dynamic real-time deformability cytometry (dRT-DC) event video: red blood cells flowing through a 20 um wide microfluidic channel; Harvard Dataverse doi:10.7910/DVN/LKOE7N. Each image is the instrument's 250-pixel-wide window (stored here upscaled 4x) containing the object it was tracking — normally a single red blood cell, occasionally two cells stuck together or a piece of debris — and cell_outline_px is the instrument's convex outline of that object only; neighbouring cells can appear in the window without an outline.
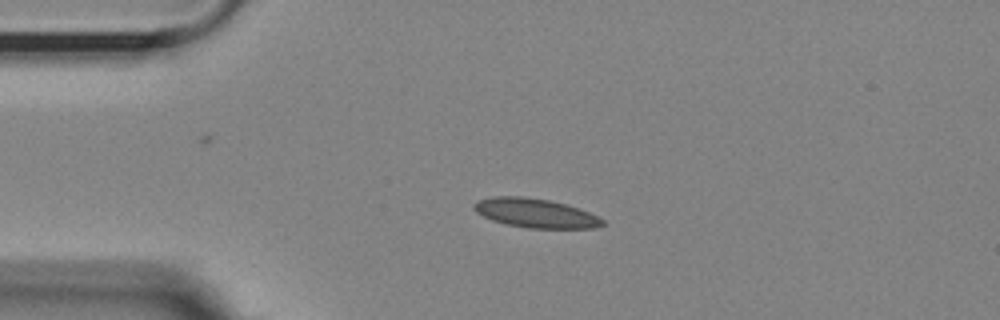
{"species": "Egyptian fruit bat (a non-hibernating species)", "species_latin": "Rousettus aegyptiacus", "temperature_condition": "room temperature", "stored_images_in_passage": 44, "camera_frame_rate_fps": 3000, "um_per_image_px": 0.085, "animal": {"sex": "female"}, "frame": {"image": 1, "passage_image": 1, "time_ms": 0.0, "image_size_px": [1000, 320], "cell_outline_px": [[604, 224], [596, 228], [528, 228], [504, 224], [492, 220], [476, 212], [472, 208], [472, 204], [476, 200], [492, 196], [524, 196], [548, 200], [564, 204], [588, 212], [604, 220]], "centroid_in_image_um": [45.44, 18.11], "position_along_channel_um": 39.6, "area_um2": 21.79}}
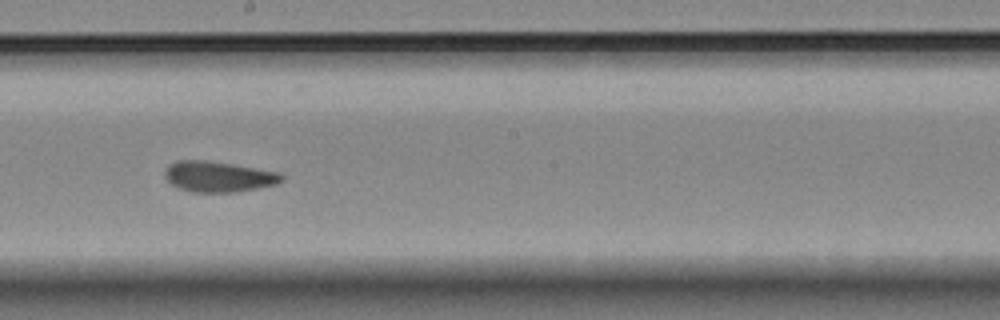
{"frame": {"image": 2, "passage_image": 19, "time_ms": 6.0, "image_size_px": [1000, 320], "cell_outline_px": [[284, 180], [276, 184], [236, 192], [192, 192], [180, 188], [172, 184], [164, 176], [164, 172], [168, 164], [176, 160], [204, 160], [232, 164], [280, 172], [284, 176]], "centroid_in_image_um": [18.56, 15.0], "position_along_channel_um": 229.6, "area_um2": 20.87}}
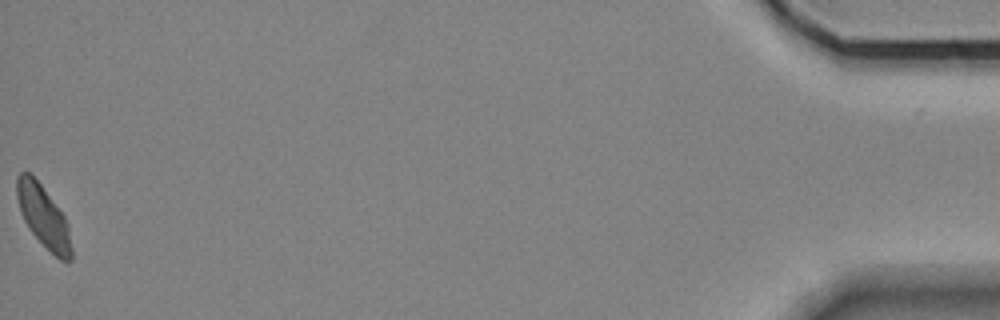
{"frame": {"image": 3, "passage_image": 44, "time_ms": 14.333, "image_size_px": [1000, 320], "cell_outline_px": [[72, 260], [68, 264], [60, 260], [28, 228], [20, 212], [16, 196], [16, 176], [20, 172], [28, 172], [40, 184], [64, 216], [68, 224], [72, 248]], "centroid_in_image_um": [3.69, 18.42], "position_along_channel_um": 431.5, "area_um2": 19.48}, "authors_computed_cell_mechanics": {"area_um2": 20.7502, "velocity_mm_per_s": 3.5929, "shape_relaxation_time_tau1_ms": 6.9605, "shape_relaxation_time_tau2_ms": 2.0267, "deformation_change_tau1": 0.1671, "deformation_change_tau2": 0.0819}}